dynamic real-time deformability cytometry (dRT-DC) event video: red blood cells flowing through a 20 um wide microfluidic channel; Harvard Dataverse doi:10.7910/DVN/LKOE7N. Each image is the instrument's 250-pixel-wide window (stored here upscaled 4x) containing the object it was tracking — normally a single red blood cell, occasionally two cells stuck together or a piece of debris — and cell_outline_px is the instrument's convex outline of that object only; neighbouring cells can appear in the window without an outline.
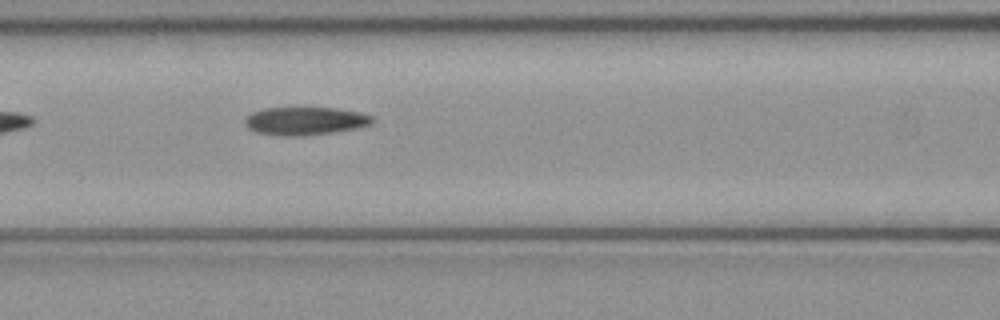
{"species": "common noctule bat (a hibernating species)", "species_latin": "Nyctalus noctula", "temperature_condition": "cold", "stored_images_in_passage": 5, "camera_frame_rate_fps": 3000, "um_per_image_px": 0.085, "animal": {"sex": "female", "body_mass_g": 21.9}, "frame": {"image": 1, "passage_image": 5, "time_ms": 1.333, "image_size_px": [1000, 320], "cell_outline_px": [[376, 120], [372, 124], [356, 128], [332, 132], [304, 136], [280, 136], [256, 132], [248, 128], [244, 124], [244, 120], [252, 112], [264, 108], [332, 108], [360, 112], [372, 116]], "centroid_in_image_um": [25.93, 10.29], "position_along_channel_um": 140.7, "area_um2": 20.87}}